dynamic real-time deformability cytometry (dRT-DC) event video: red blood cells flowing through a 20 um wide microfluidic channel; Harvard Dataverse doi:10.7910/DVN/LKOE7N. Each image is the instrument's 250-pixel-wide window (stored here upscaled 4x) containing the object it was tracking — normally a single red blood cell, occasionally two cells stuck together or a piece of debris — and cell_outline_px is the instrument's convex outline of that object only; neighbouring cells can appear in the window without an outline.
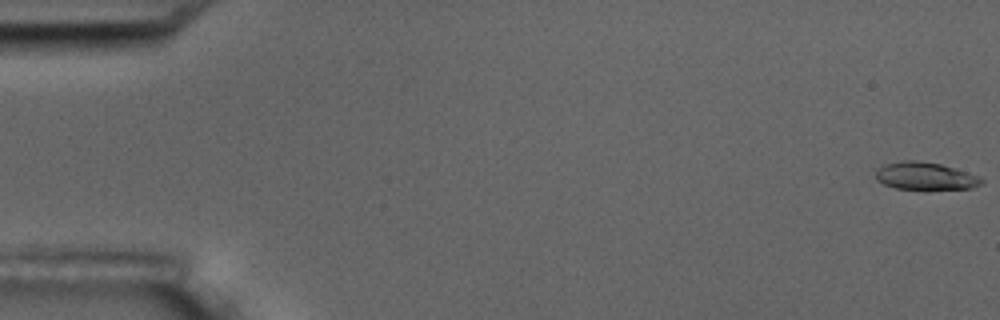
{"species": "common noctule bat (a hibernating species)", "species_latin": "Nyctalus noctula", "temperature_condition": "room temperature", "stored_images_in_passage": 7, "camera_frame_rate_fps": 3000, "um_per_image_px": 0.085, "animal": {"sex": "male", "body_mass_g": 17.5, "forearm_length_mm": 52.3}, "frame": {"image": 1, "passage_image": 1, "time_ms": 0.0, "image_size_px": [1000, 320], "cell_outline_px": [[984, 180], [980, 184], [972, 188], [924, 192], [896, 188], [884, 184], [876, 180], [876, 168], [888, 164], [904, 160], [916, 160], [940, 164], [980, 176]], "centroid_in_image_um": [78.66, 15.02], "position_along_channel_um": 6.3, "area_um2": 17.63}}
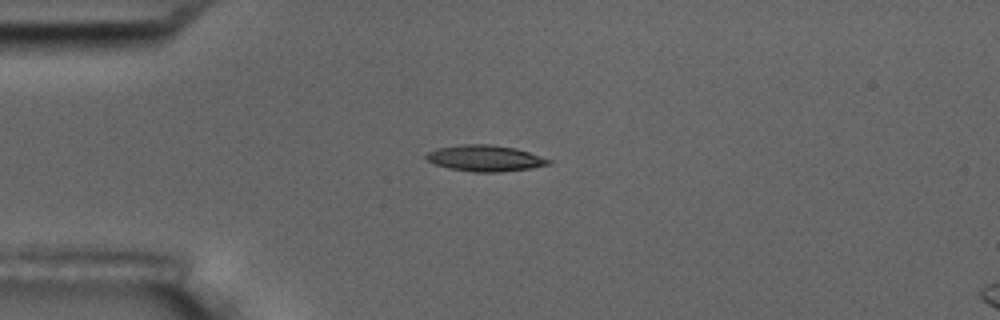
{"frame": {"image": 2, "passage_image": 5, "time_ms": 4.667, "image_size_px": [1000, 320], "cell_outline_px": [[552, 164], [532, 168], [500, 172], [472, 172], [448, 168], [424, 160], [424, 156], [428, 152], [436, 148], [460, 144], [488, 144], [516, 148], [552, 160]], "centroid_in_image_um": [41.21, 13.45], "position_along_channel_um": 43.8, "area_um2": 18.84}}